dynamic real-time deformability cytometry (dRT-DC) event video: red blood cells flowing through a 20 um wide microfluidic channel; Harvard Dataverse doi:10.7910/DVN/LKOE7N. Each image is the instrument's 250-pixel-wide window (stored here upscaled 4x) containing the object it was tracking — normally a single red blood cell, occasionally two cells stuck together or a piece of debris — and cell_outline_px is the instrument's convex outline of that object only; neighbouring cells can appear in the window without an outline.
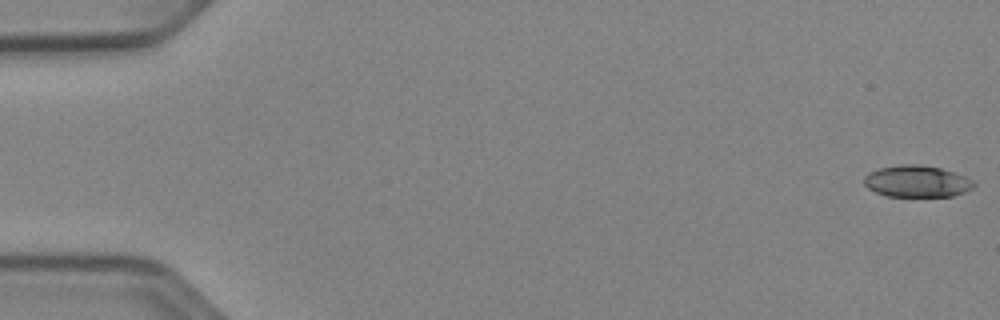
{"species": "Egyptian fruit bat (a non-hibernating species)", "species_latin": "Rousettus aegyptiacus", "temperature_condition": "cold", "stored_images_in_passage": 53, "camera_frame_rate_fps": 3000, "um_per_image_px": 0.085, "animal": {"sex": "female"}, "frame": {"image": 1, "passage_image": 1, "time_ms": 0.0, "image_size_px": [1000, 320], "cell_outline_px": [[976, 184], [972, 188], [964, 192], [952, 196], [888, 196], [876, 192], [868, 188], [864, 184], [864, 176], [868, 172], [880, 168], [900, 164], [920, 164], [940, 168], [964, 176], [972, 180]], "centroid_in_image_um": [77.91, 15.41], "position_along_channel_um": 7.1, "area_um2": 20.17}}
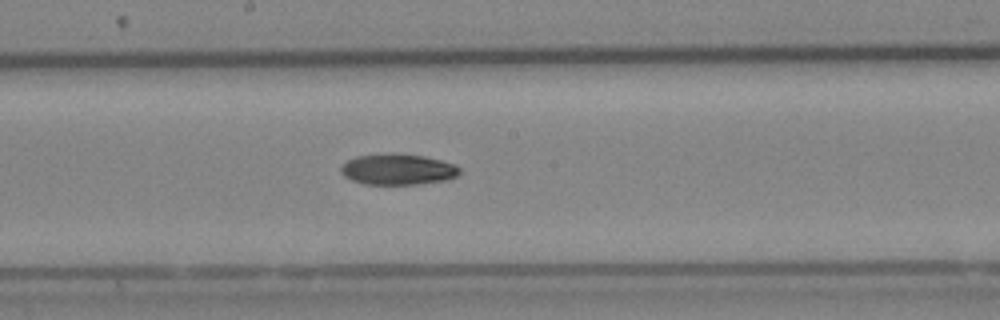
{"frame": {"image": 2, "passage_image": 29, "time_ms": 9.333, "image_size_px": [1000, 320], "cell_outline_px": [[460, 172], [456, 176], [448, 180], [420, 184], [364, 184], [352, 180], [344, 176], [340, 172], [340, 168], [348, 160], [356, 156], [424, 156], [456, 164], [460, 168]], "centroid_in_image_um": [33.86, 14.45], "position_along_channel_um": 214.3, "area_um2": 20.63}}
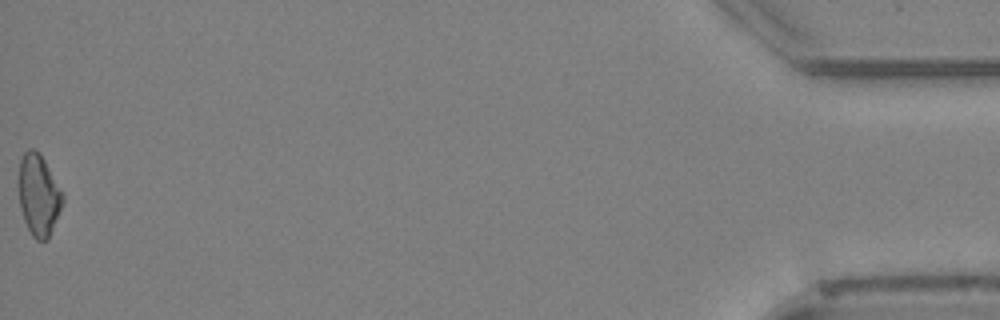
{"frame": {"image": 3, "passage_image": 53, "time_ms": 17.333, "image_size_px": [1000, 320], "cell_outline_px": [[64, 200], [48, 240], [36, 240], [32, 236], [24, 220], [20, 208], [20, 160], [24, 152], [28, 148], [32, 148], [40, 152], [64, 196]], "centroid_in_image_um": [3.29, 16.58], "position_along_channel_um": 431.9, "area_um2": 20.52}, "authors_computed_cell_mechanics": {"area_um2": 20.9814, "velocity_mm_per_s": 3.9314, "shape_relaxation_time_tau1_ms": 8.59, "shape_relaxation_time_tau2_ms": null, "deformation_change_tau1": 0.1771, "deformation_change_tau2": null}}